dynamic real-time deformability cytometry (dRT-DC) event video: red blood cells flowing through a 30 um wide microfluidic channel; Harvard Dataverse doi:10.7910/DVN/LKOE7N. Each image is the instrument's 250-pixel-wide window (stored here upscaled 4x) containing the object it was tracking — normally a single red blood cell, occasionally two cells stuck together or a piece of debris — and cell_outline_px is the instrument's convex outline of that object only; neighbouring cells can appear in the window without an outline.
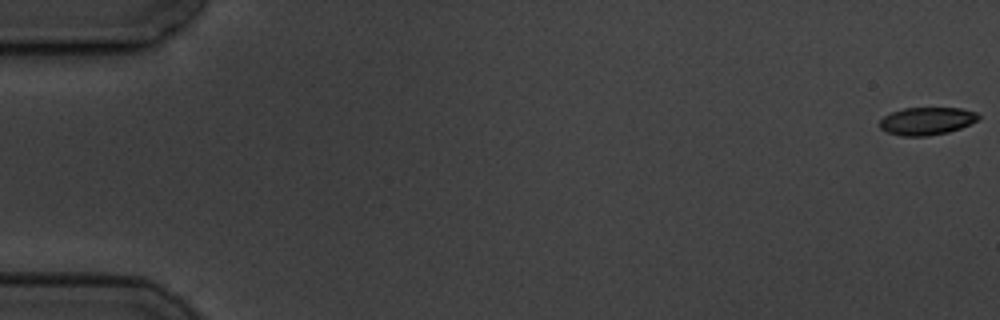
{"species": "common noctule bat (a hibernating species)", "species_latin": "Nyctalus noctula", "temperature_condition": "cold", "stored_images_in_passage": 6, "segment_of_instrument_passage": [1, 2], "camera_frame_rate_fps": 3000, "um_per_image_px": 0.085, "animal": {"sex": "male", "body_mass_g": 19.5, "forearm_length_mm": 54.6}, "frame": {"image": 1, "passage_image": 1, "time_ms": 0.0, "image_size_px": [1000, 320], "cell_outline_px": [[980, 116], [976, 120], [960, 128], [948, 132], [928, 136], [900, 136], [888, 132], [880, 128], [880, 120], [884, 116], [892, 112], [904, 108], [960, 108], [976, 112]], "centroid_in_image_um": [78.75, 10.29], "position_along_channel_um": 6.2, "area_um2": 15.78}}